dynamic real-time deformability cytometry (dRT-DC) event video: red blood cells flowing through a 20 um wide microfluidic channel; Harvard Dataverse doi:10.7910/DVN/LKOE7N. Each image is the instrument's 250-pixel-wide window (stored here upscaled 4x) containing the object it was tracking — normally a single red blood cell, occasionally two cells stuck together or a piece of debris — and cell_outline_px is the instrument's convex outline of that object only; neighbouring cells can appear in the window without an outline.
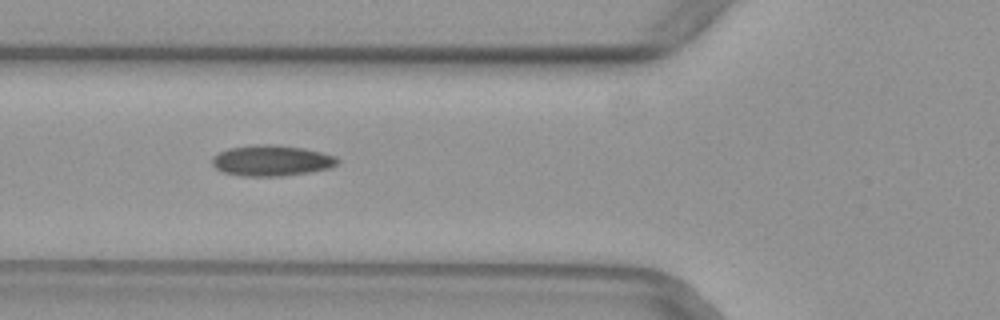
{"species": "common noctule bat (a hibernating species)", "species_latin": "Nyctalus noctula", "temperature_condition": "warm", "stored_images_in_passage": 43, "camera_frame_rate_fps": 3000, "um_per_image_px": 0.085, "animal": {"sex": "female", "body_mass_g": 29.2, "forearm_length_mm": 56.3}, "frame": {"image": 1, "passage_image": 11, "time_ms": 3.333, "image_size_px": [1000, 320], "cell_outline_px": [[340, 160], [336, 164], [328, 168], [312, 172], [284, 176], [240, 176], [224, 172], [216, 168], [212, 164], [212, 156], [228, 148], [256, 144], [276, 144], [304, 148], [336, 156]], "centroid_in_image_um": [23.08, 13.65], "position_along_channel_um": 102.7, "area_um2": 22.66}}
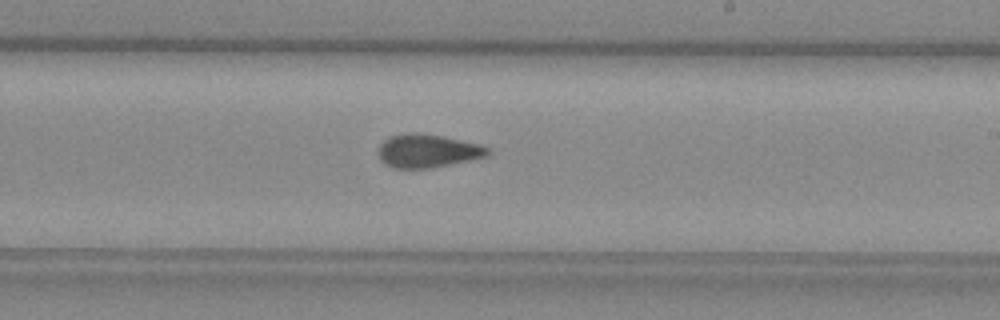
{"frame": {"image": 2, "passage_image": 22, "time_ms": 7.0, "image_size_px": [1000, 320], "cell_outline_px": [[488, 152], [484, 156], [432, 168], [392, 168], [384, 164], [380, 160], [380, 144], [388, 136], [404, 132], [420, 132], [444, 136], [480, 144], [488, 148]], "centroid_in_image_um": [36.28, 12.8], "position_along_channel_um": 252.7, "area_um2": 21.21}}
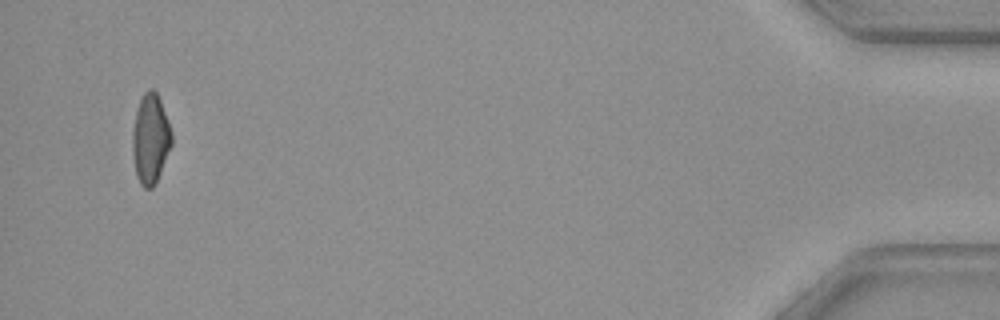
{"frame": {"image": 3, "passage_image": 41, "time_ms": 13.333, "image_size_px": [1000, 320], "cell_outline_px": [[172, 144], [156, 184], [152, 188], [144, 188], [140, 184], [136, 176], [132, 148], [132, 132], [136, 112], [140, 100], [144, 92], [148, 88], [152, 88], [156, 92], [160, 100], [168, 120], [172, 132]], "centroid_in_image_um": [12.79, 11.82], "position_along_channel_um": 422.4, "area_um2": 20.58}}